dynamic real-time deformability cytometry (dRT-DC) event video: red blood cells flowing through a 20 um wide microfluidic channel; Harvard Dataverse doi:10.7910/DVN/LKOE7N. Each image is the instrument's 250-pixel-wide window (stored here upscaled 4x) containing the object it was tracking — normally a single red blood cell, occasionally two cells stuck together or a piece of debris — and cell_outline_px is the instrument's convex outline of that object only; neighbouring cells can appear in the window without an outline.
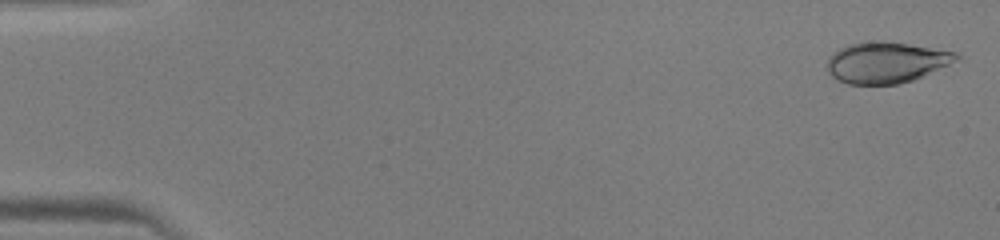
{"species": "human", "species_latin": "Homo sapiens", "temperature_condition": "warm", "stored_images_in_passage": 46, "camera_frame_rate_fps": 3000, "um_per_image_px": 0.085, "donor": {"sex": "male"}, "frame": {"image": 1, "passage_image": 1, "time_ms": 0.0, "image_size_px": [1000, 240], "cell_outline_px": [[960, 60], [924, 76], [912, 80], [896, 84], [848, 84], [836, 80], [828, 72], [828, 56], [832, 52], [848, 44], [880, 40], [884, 40], [960, 52]], "centroid_in_image_um": [75.37, 5.3], "position_along_channel_um": 9.6, "area_um2": 31.33}}
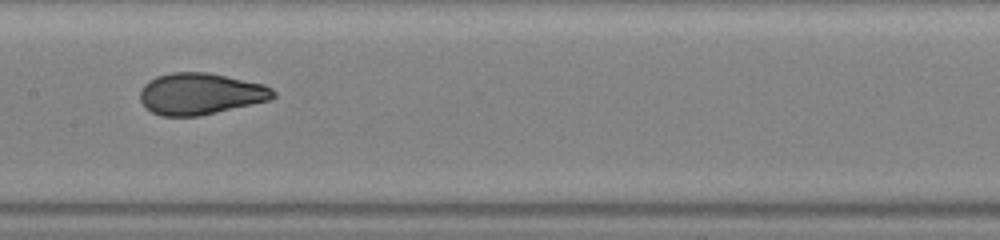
{"frame": {"image": 2, "passage_image": 24, "time_ms": 7.667, "image_size_px": [1000, 240], "cell_outline_px": [[276, 96], [272, 100], [200, 116], [160, 116], [144, 108], [140, 100], [140, 92], [144, 84], [148, 80], [156, 76], [172, 72], [208, 72], [264, 84], [272, 88], [276, 92]], "centroid_in_image_um": [17.04, 7.98], "position_along_channel_um": 190.4, "area_um2": 32.66}}
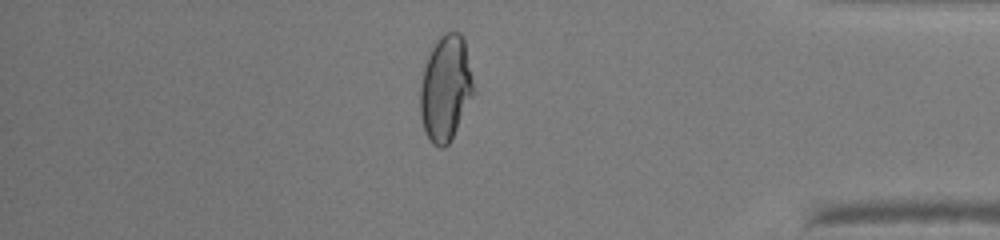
{"frame": {"image": 3, "passage_image": 40, "time_ms": 13.0, "image_size_px": [1000, 240], "cell_outline_px": [[472, 96], [448, 144], [444, 148], [440, 148], [432, 144], [428, 140], [420, 116], [420, 88], [424, 68], [428, 52], [436, 40], [444, 32], [460, 32], [464, 40], [472, 76]], "centroid_in_image_um": [37.83, 7.48], "position_along_channel_um": 397.4, "area_um2": 32.43}}